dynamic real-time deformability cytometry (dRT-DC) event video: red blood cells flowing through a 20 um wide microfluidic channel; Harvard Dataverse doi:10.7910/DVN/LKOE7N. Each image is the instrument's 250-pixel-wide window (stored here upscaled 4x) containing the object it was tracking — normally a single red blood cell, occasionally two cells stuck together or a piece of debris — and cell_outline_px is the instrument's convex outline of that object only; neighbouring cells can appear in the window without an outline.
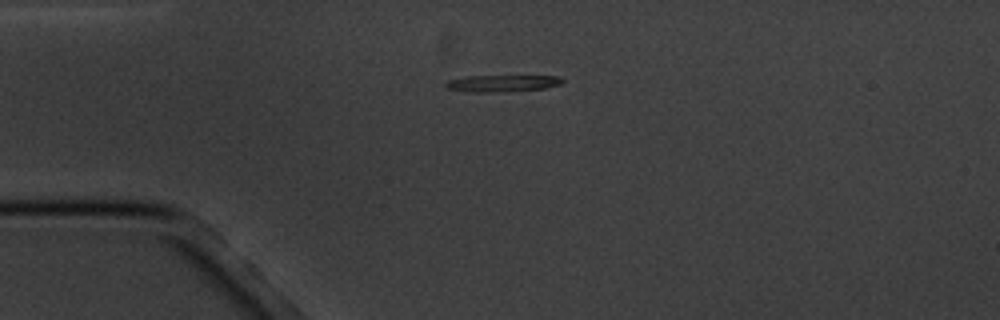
{"species": "common noctule bat (a hibernating species)", "species_latin": "Nyctalus noctula", "temperature_condition": "cold", "stored_images_in_passage": 2, "camera_frame_rate_fps": 3000, "um_per_image_px": 0.085, "animal": {"sex": "male", "body_mass_g": 20.1, "forearm_length_mm": 53.5}, "frame": {"image": 1, "passage_image": 1, "time_ms": 0.0, "image_size_px": [1000, 320], "cell_outline_px": [[564, 80], [560, 84], [544, 88], [492, 92], [476, 92], [448, 88], [444, 84], [448, 80], [464, 76], [560, 76]], "centroid_in_image_um": [42.68, 7.06], "position_along_channel_um": 42.3, "area_um2": 11.1}}